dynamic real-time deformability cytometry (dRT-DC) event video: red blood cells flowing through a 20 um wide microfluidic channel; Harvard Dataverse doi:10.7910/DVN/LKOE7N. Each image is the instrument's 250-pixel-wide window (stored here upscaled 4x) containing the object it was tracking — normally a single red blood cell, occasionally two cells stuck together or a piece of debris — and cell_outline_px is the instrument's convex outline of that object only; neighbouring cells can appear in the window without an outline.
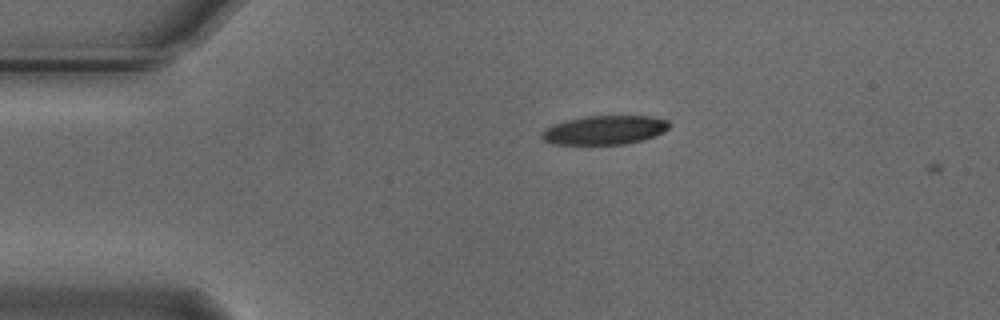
{"species": "Egyptian fruit bat (a non-hibernating species)", "species_latin": "Rousettus aegyptiacus", "temperature_condition": "cold", "stored_images_in_passage": 3, "camera_frame_rate_fps": 3000, "um_per_image_px": 0.085, "animal": {"sex": "male"}, "frame": {"image": 1, "passage_image": 2, "time_ms": 0.333, "image_size_px": [1000, 320], "cell_outline_px": [[672, 124], [664, 132], [656, 136], [624, 144], [552, 144], [544, 140], [540, 136], [540, 132], [544, 128], [552, 124], [564, 120], [584, 116], [652, 116], [668, 120]], "centroid_in_image_um": [51.37, 11.04], "position_along_channel_um": 33.6, "area_um2": 21.79}}